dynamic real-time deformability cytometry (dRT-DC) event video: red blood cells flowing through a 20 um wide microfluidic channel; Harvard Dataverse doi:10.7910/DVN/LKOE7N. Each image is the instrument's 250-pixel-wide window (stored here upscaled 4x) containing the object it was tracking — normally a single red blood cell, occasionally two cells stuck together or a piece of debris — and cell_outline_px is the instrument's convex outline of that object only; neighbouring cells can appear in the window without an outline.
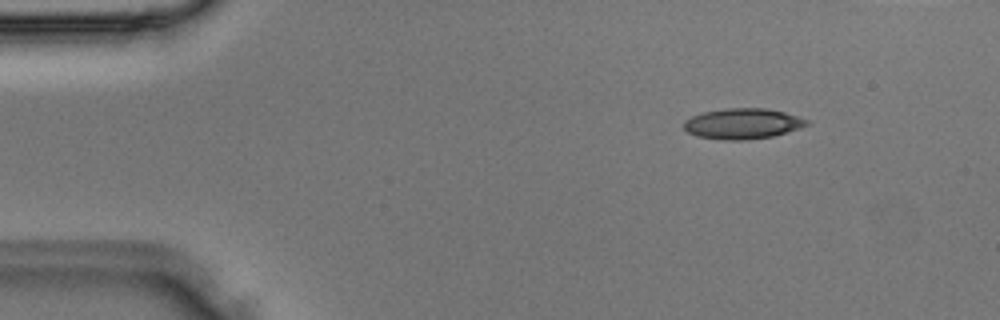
{"species": "Egyptian fruit bat (a non-hibernating species)", "species_latin": "Rousettus aegyptiacus", "temperature_condition": "room temperature", "stored_images_in_passage": 3, "camera_frame_rate_fps": 3000, "um_per_image_px": 0.085, "animal": {"sex": "male"}, "frame": {"image": 1, "passage_image": 1, "time_ms": 0.0, "image_size_px": [1000, 320], "cell_outline_px": [[808, 124], [800, 128], [772, 136], [744, 140], [724, 140], [696, 136], [688, 132], [684, 128], [684, 120], [692, 116], [704, 112], [728, 108], [764, 108], [784, 112], [808, 120]], "centroid_in_image_um": [63.1, 10.51], "position_along_channel_um": 21.9, "area_um2": 21.68}}